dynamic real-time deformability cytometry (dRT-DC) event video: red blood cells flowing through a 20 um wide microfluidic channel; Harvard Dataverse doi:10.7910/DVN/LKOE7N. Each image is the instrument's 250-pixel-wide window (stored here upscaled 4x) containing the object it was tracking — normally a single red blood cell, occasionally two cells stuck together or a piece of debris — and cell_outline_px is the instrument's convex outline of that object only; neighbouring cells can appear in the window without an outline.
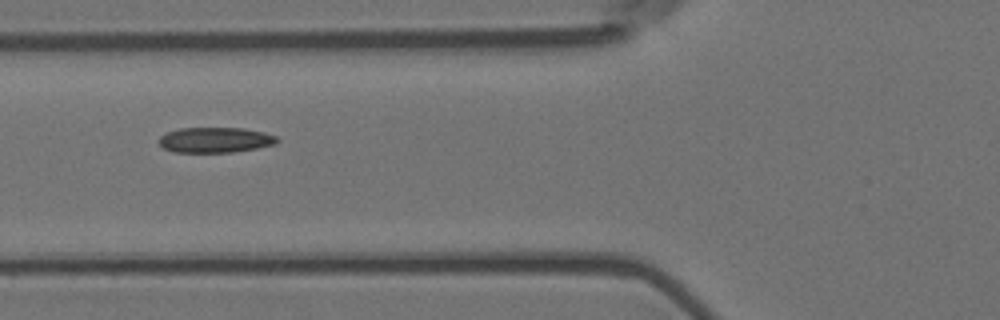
{"species": "Egyptian fruit bat (a non-hibernating species)", "species_latin": "Rousettus aegyptiacus", "temperature_condition": "room temperature", "stored_images_in_passage": 3, "camera_frame_rate_fps": 3000, "um_per_image_px": 0.085, "animal": {"sex": "female"}, "frame": {"image": 1, "passage_image": 2, "time_ms": 0.333, "image_size_px": [1000, 320], "cell_outline_px": [[280, 140], [276, 144], [256, 148], [232, 152], [172, 152], [164, 148], [160, 144], [160, 136], [168, 132], [180, 128], [244, 128], [264, 132], [276, 136]], "centroid_in_image_um": [18.32, 11.89], "position_along_channel_um": 107.5, "area_um2": 17.4}}
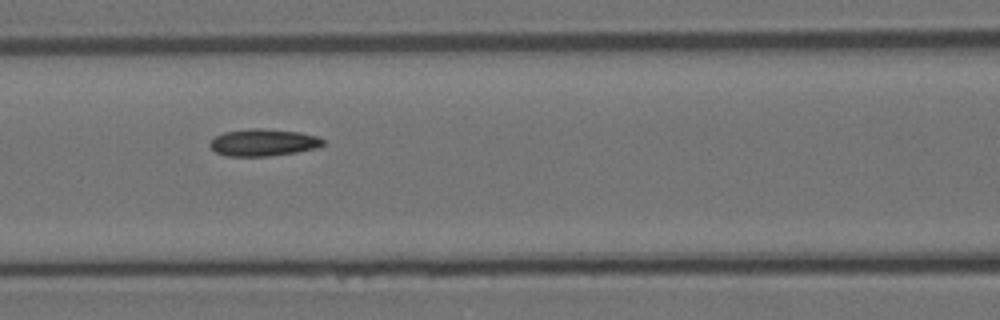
{"frame": {"image": 2, "passage_image": 3, "time_ms": 0.667, "image_size_px": [1000, 320], "cell_outline_px": [[324, 144], [320, 148], [296, 152], [268, 156], [228, 156], [216, 152], [208, 144], [216, 136], [224, 132], [252, 128], [260, 128], [300, 132], [316, 136], [324, 140]], "centroid_in_image_um": [22.41, 12.11], "position_along_channel_um": 144.2, "area_um2": 17.8}}